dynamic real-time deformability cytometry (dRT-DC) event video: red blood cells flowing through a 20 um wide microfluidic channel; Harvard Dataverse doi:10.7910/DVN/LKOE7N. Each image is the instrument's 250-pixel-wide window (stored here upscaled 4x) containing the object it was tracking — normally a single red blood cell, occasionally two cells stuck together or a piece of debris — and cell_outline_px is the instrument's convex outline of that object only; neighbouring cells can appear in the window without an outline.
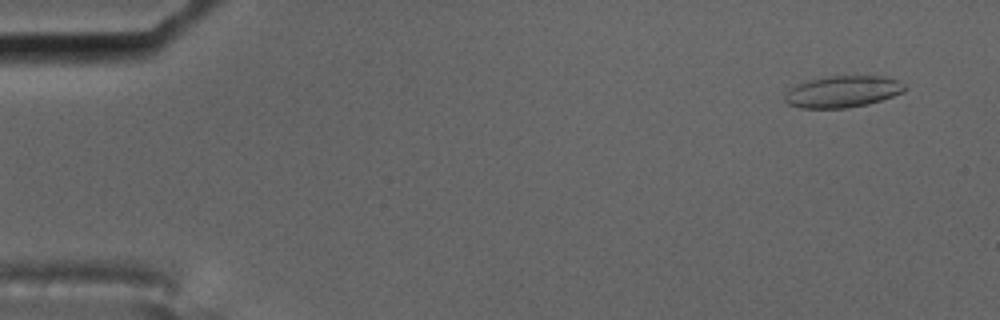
{"species": "common noctule bat (a hibernating species)", "species_latin": "Nyctalus noctula", "temperature_condition": "cold", "stored_images_in_passage": 17, "camera_frame_rate_fps": 3000, "um_per_image_px": 0.085, "animal": {"sex": "male", "body_mass_g": 17.5, "forearm_length_mm": 52.3}, "frame": {"image": 1, "passage_image": 3, "time_ms": 0.667, "image_size_px": [1000, 320], "cell_outline_px": [[908, 88], [904, 92], [868, 104], [848, 108], [800, 108], [788, 104], [784, 100], [784, 96], [796, 84], [812, 80], [832, 76], [880, 76], [896, 80], [904, 84]], "centroid_in_image_um": [71.64, 7.8], "position_along_channel_um": 13.4, "area_um2": 21.85}}